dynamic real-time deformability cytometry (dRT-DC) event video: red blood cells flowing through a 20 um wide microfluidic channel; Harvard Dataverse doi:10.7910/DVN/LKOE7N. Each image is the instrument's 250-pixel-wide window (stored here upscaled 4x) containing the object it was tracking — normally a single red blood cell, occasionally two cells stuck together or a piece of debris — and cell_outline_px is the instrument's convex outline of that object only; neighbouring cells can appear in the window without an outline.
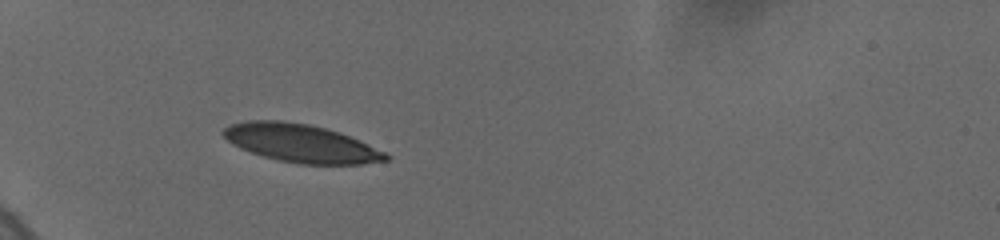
{"species": "human", "species_latin": "Homo sapiens", "temperature_condition": "cold", "stored_images_in_passage": 25, "camera_frame_rate_fps": 3000, "um_per_image_px": 0.085, "donor": {"sex": "female"}, "frame": {"image": 1, "passage_image": 1, "time_ms": 0.0, "image_size_px": [1000, 240], "cell_outline_px": [[392, 156], [388, 160], [360, 164], [300, 164], [276, 160], [240, 148], [232, 144], [220, 132], [224, 128], [232, 124], [244, 120], [280, 120], [308, 124], [340, 132], [384, 152]], "centroid_in_image_um": [25.55, 12.17], "position_along_channel_um": 59.5, "area_um2": 35.84}}
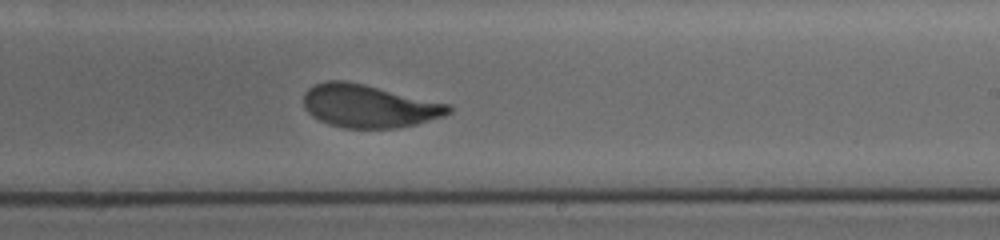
{"frame": {"image": 2, "passage_image": 11, "time_ms": 6.0, "image_size_px": [1000, 240], "cell_outline_px": [[452, 112], [444, 116], [416, 124], [396, 128], [344, 128], [328, 124], [312, 116], [304, 108], [304, 92], [308, 88], [324, 80], [344, 80], [364, 84], [448, 104], [452, 108]], "centroid_in_image_um": [31.32, 9.01], "position_along_channel_um": 257.7, "area_um2": 36.24}}
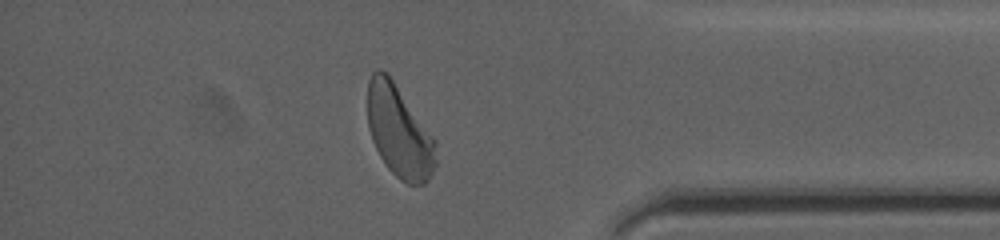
{"frame": {"image": 3, "passage_image": 21, "time_ms": 10.333, "image_size_px": [1000, 240], "cell_outline_px": [[436, 164], [428, 180], [424, 184], [408, 184], [400, 180], [388, 168], [380, 156], [372, 140], [368, 128], [368, 80], [372, 72], [376, 68], [380, 68], [388, 72], [436, 140]], "centroid_in_image_um": [33.93, 11.15], "position_along_channel_um": 401.3, "area_um2": 36.88}, "authors_computed_cell_mechanics": {"area_um2": 36.7608, "velocity_mm_per_s": 3.6622, "shape_relaxation_time_tau1_ms": 2.97, "shape_relaxation_time_tau2_ms": 0.6356, "deformation_change_tau1": 0.1401, "deformation_change_tau2": 0.0515}}